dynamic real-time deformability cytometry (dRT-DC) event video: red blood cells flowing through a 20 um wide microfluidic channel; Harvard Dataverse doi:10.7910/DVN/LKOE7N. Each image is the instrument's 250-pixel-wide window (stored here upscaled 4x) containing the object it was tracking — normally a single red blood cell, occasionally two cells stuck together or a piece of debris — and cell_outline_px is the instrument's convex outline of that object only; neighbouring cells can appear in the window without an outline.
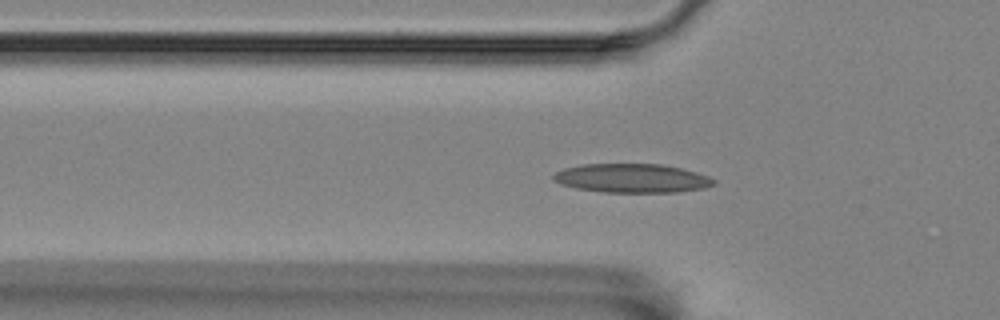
{"species": "Egyptian fruit bat (a non-hibernating species)", "species_latin": "Rousettus aegyptiacus", "temperature_condition": "room temperature", "stored_images_in_passage": 55, "camera_frame_rate_fps": 3000, "um_per_image_px": 0.085, "animal": {"sex": "female"}, "frame": {"image": 1, "passage_image": 17, "time_ms": 5.333, "image_size_px": [1000, 320], "cell_outline_px": [[716, 184], [704, 188], [676, 192], [604, 192], [576, 188], [560, 184], [552, 180], [552, 176], [556, 172], [564, 168], [580, 164], [660, 164], [680, 168], [696, 172], [708, 176], [716, 180]], "centroid_in_image_um": [53.7, 15.15], "position_along_channel_um": 72.1, "area_um2": 27.05}}
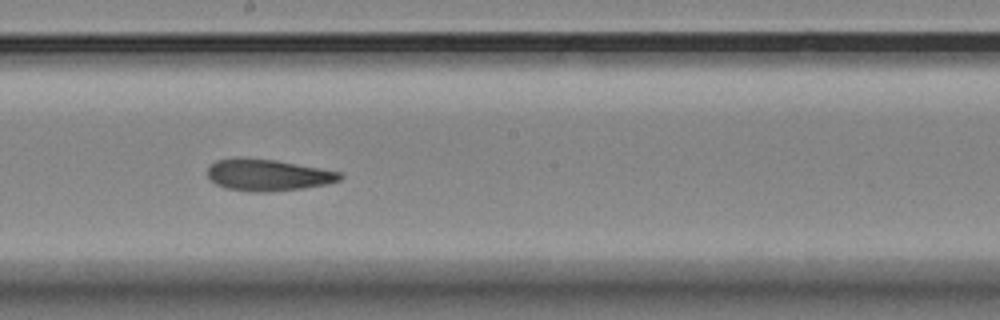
{"frame": {"image": 2, "passage_image": 30, "time_ms": 9.667, "image_size_px": [1000, 320], "cell_outline_px": [[344, 176], [340, 180], [328, 184], [304, 188], [268, 192], [252, 192], [224, 188], [216, 184], [208, 176], [208, 168], [216, 160], [276, 160], [340, 172]], "centroid_in_image_um": [22.83, 14.92], "position_along_channel_um": 225.4, "area_um2": 23.76}}
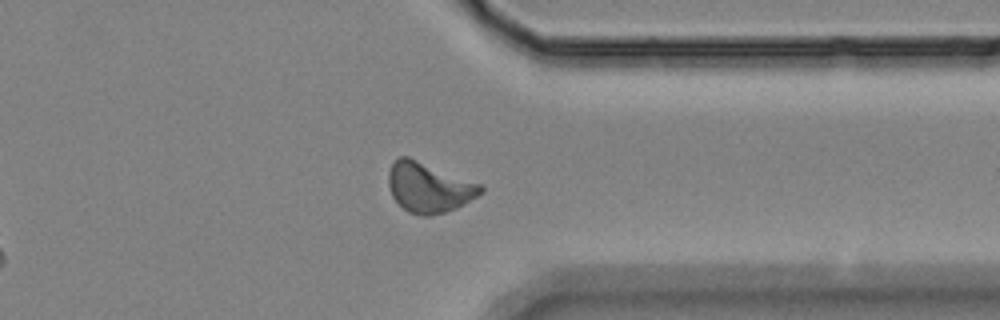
{"frame": {"image": 3, "passage_image": 43, "time_ms": 14.0, "image_size_px": [1000, 320], "cell_outline_px": [[484, 192], [464, 204], [456, 208], [432, 216], [420, 216], [408, 212], [392, 196], [388, 184], [388, 172], [392, 164], [400, 156], [408, 156], [484, 184]], "centroid_in_image_um": [36.49, 15.92], "position_along_channel_um": 374.9, "area_um2": 27.17}}